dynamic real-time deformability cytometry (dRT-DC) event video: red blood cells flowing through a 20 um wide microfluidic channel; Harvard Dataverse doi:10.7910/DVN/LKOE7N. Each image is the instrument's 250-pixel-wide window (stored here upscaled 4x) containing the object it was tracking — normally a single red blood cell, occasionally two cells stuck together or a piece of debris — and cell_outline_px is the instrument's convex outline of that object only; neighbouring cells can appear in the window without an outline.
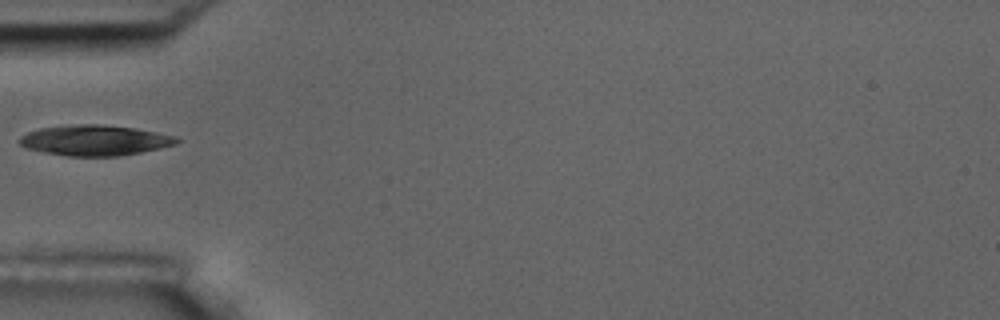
{"species": "common noctule bat (a hibernating species)", "species_latin": "Nyctalus noctula", "temperature_condition": "room temperature", "stored_images_in_passage": 24, "camera_frame_rate_fps": 3000, "um_per_image_px": 0.085, "animal": {"sex": "male", "body_mass_g": 17.5, "forearm_length_mm": 52.3}, "frame": {"image": 1, "passage_image": 1, "time_ms": 0.0, "image_size_px": [1000, 320], "cell_outline_px": [[180, 140], [176, 144], [160, 148], [140, 152], [116, 156], [68, 156], [44, 152], [24, 148], [20, 144], [20, 136], [28, 132], [40, 128], [76, 124], [100, 124], [136, 128], [176, 136]], "centroid_in_image_um": [8.05, 11.92], "position_along_channel_um": 76.9, "area_um2": 27.86}}